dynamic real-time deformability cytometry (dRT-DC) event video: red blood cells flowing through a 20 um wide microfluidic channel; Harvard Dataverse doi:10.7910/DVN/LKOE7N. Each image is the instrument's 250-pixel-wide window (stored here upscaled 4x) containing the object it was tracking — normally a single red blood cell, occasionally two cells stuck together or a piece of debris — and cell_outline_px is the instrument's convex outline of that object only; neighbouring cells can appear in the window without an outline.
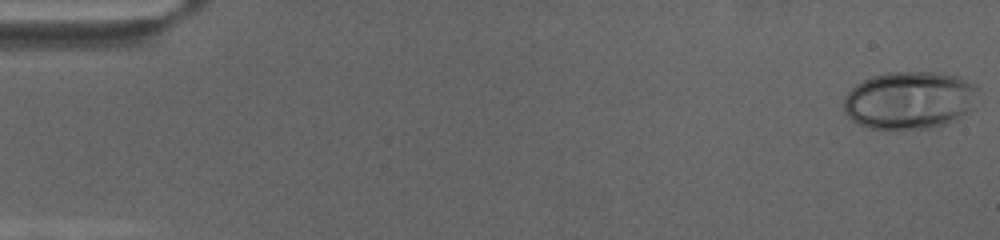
{"species": "human", "species_latin": "Homo sapiens", "temperature_condition": "cold", "stored_images_in_passage": 71, "camera_frame_rate_fps": 3000, "um_per_image_px": 0.085, "donor": {"sex": "female"}, "frame": {"image": 1, "passage_image": 1, "time_ms": 0.0, "image_size_px": [1000, 240], "cell_outline_px": [[976, 88], [972, 108], [956, 120], [932, 128], [868, 128], [852, 120], [844, 112], [844, 96], [856, 84], [872, 76], [884, 72], [940, 72], [960, 76], [976, 84]], "centroid_in_image_um": [77.3, 8.49], "position_along_channel_um": 7.7, "area_um2": 45.2}}
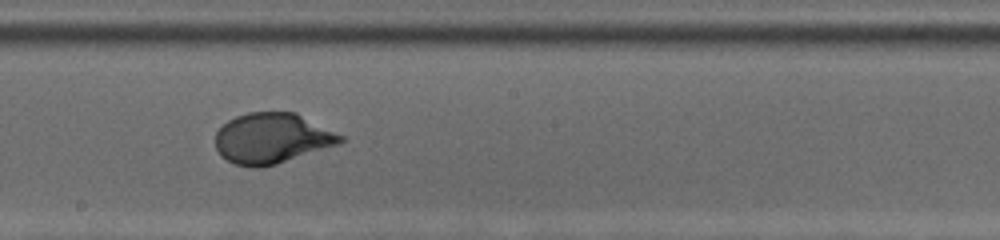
{"frame": {"image": 2, "passage_image": 40, "time_ms": 13.0, "image_size_px": [1000, 240], "cell_outline_px": [[344, 140], [340, 144], [276, 164], [260, 168], [252, 168], [236, 164], [220, 156], [216, 148], [216, 132], [228, 120], [236, 116], [248, 112], [296, 112], [344, 136]], "centroid_in_image_um": [23.12, 11.76], "position_along_channel_um": 225.1, "area_um2": 36.82}}
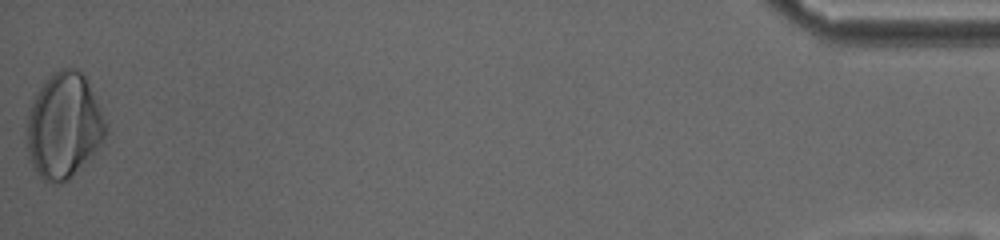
{"frame": {"image": 3, "passage_image": 71, "time_ms": 23.333, "image_size_px": [1000, 240], "cell_outline_px": [[108, 132], [92, 156], [68, 180], [60, 184], [52, 184], [44, 180], [36, 172], [28, 160], [24, 144], [28, 108], [40, 88], [52, 72], [60, 68], [72, 68], [80, 72], [84, 76], [88, 84], [108, 128]], "centroid_in_image_um": [5.36, 10.74], "position_along_channel_um": 429.8, "area_um2": 48.78}}